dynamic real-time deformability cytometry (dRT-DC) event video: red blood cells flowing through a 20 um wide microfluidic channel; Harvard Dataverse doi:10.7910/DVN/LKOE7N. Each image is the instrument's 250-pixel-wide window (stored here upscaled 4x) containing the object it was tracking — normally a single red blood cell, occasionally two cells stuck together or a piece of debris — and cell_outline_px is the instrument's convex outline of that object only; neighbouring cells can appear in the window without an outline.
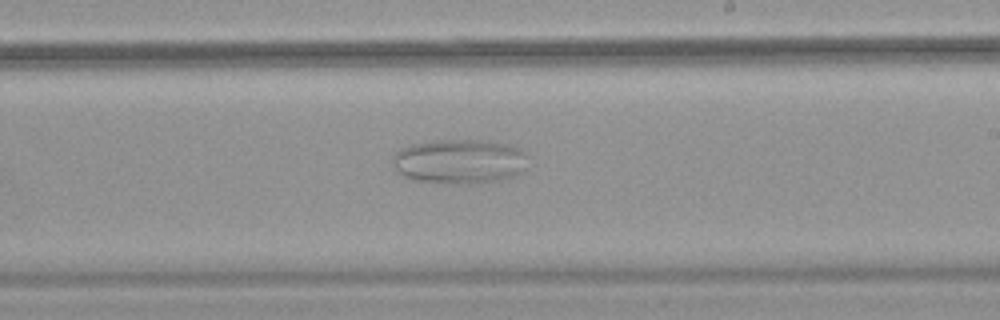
{"species": "common noctule bat (a hibernating species)", "species_latin": "Nyctalus noctula", "temperature_condition": "warm", "stored_images_in_passage": 48, "camera_frame_rate_fps": 3000, "um_per_image_px": 0.085, "animal": {"sex": "female", "body_mass_g": 18.4}, "frame": {"image": 1, "passage_image": 35, "time_ms": 11.333, "image_size_px": [1000, 320], "cell_outline_px": [[524, 168], [516, 176], [468, 184], [460, 184], [412, 180], [404, 176], [392, 168], [392, 156], [400, 148], [412, 144], [436, 140], [480, 140], [508, 144], [524, 152]], "centroid_in_image_um": [38.96, 13.72], "position_along_channel_um": 250.0, "area_um2": 34.91}}